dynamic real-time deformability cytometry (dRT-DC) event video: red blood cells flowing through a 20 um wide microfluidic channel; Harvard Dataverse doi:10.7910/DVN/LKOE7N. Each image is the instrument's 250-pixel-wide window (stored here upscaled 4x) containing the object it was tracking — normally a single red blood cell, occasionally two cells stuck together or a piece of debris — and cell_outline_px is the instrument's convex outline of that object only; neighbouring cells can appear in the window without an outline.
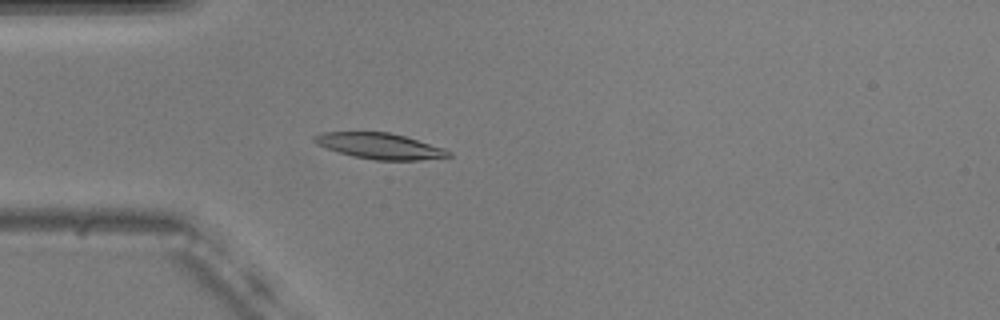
{"species": "common noctule bat (a hibernating species)", "species_latin": "Nyctalus noctula", "temperature_condition": "warm", "stored_images_in_passage": 55, "camera_frame_rate_fps": 3000, "um_per_image_px": 0.085, "animal": {"sex": "male", "body_mass_g": 20.5, "forearm_length_mm": 52.5}, "frame": {"image": 1, "passage_image": 16, "time_ms": 5.0, "image_size_px": [1000, 320], "cell_outline_px": [[452, 156], [420, 160], [376, 160], [352, 156], [316, 144], [312, 140], [312, 136], [320, 132], [388, 132], [404, 136], [444, 148], [452, 152]], "centroid_in_image_um": [32.27, 12.41], "position_along_channel_um": 52.7, "area_um2": 20.11}}
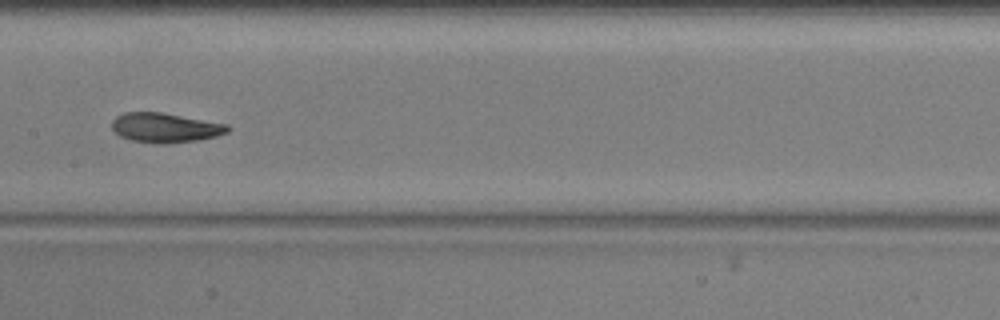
{"frame": {"image": 2, "passage_image": 28, "time_ms": 9.0, "image_size_px": [1000, 320], "cell_outline_px": [[232, 128], [228, 132], [216, 136], [196, 140], [164, 144], [160, 144], [132, 140], [120, 136], [112, 128], [112, 120], [116, 116], [124, 112], [160, 112], [228, 124]], "centroid_in_image_um": [14.05, 10.85], "position_along_channel_um": 193.4, "area_um2": 19.88}}
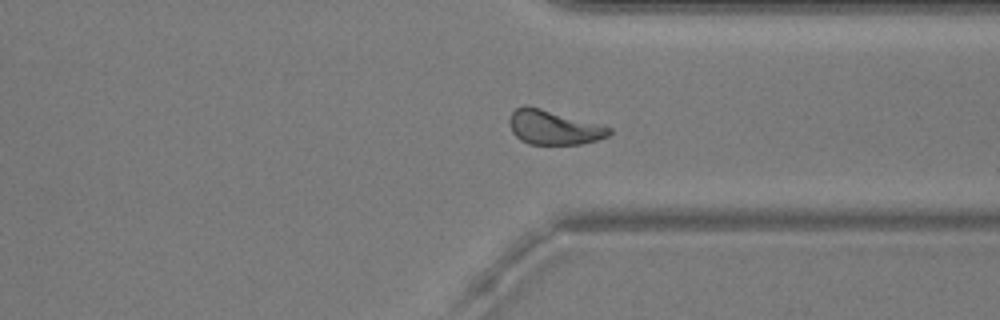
{"frame": {"image": 3, "passage_image": 42, "time_ms": 13.667, "image_size_px": [1000, 320], "cell_outline_px": [[612, 132], [608, 136], [596, 140], [580, 144], [528, 144], [520, 140], [512, 132], [508, 124], [508, 120], [512, 112], [516, 108], [524, 104], [540, 108], [612, 128]], "centroid_in_image_um": [47.01, 10.83], "position_along_channel_um": 364.4, "area_um2": 19.83}, "authors_computed_cell_mechanics": {"area_um2": 20.1144, "velocity_mm_per_s": 3.6681, "shape_relaxation_time_tau1_ms": 5.5062, "shape_relaxation_time_tau2_ms": 2.044, "deformation_change_tau1": 0.1704, "deformation_change_tau2": 0.0729}}